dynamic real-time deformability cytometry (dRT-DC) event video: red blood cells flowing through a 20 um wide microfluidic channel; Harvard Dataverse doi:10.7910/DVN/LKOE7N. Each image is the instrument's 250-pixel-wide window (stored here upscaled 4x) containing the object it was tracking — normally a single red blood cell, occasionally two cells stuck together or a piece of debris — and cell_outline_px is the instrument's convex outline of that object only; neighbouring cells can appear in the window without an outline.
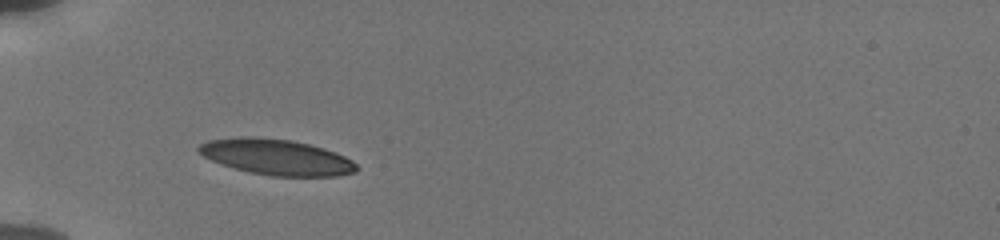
{"species": "human", "species_latin": "Homo sapiens", "temperature_condition": "cold", "stored_images_in_passage": 37, "camera_frame_rate_fps": 3000, "um_per_image_px": 0.085, "donor": {"sex": "male"}, "frame": {"image": 1, "passage_image": 1, "time_ms": 0.0, "image_size_px": [1000, 240], "cell_outline_px": [[356, 172], [340, 176], [272, 176], [252, 172], [220, 164], [204, 156], [196, 148], [200, 144], [208, 140], [240, 136], [256, 136], [292, 140], [324, 148], [336, 152], [352, 160], [356, 164]], "centroid_in_image_um": [23.5, 13.34], "position_along_channel_um": 61.5, "area_um2": 32.89}}
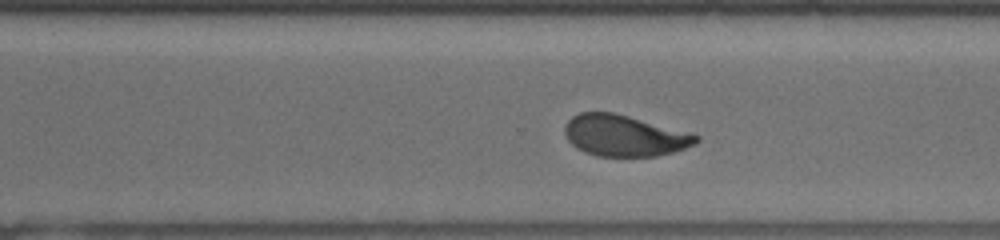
{"frame": {"image": 2, "passage_image": 22, "time_ms": 7.0, "image_size_px": [1000, 240], "cell_outline_px": [[700, 140], [696, 144], [672, 152], [656, 156], [596, 156], [584, 152], [576, 148], [568, 140], [564, 132], [564, 124], [572, 116], [580, 112], [612, 112], [692, 132], [700, 136]], "centroid_in_image_um": [53.07, 11.52], "position_along_channel_um": 317.5, "area_um2": 31.79}}
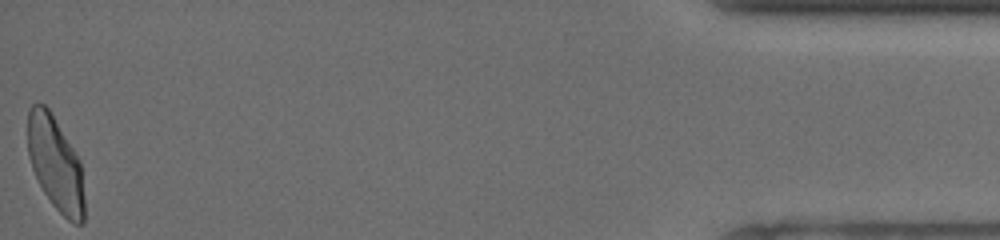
{"frame": {"image": 3, "passage_image": 37, "time_ms": 12.0, "image_size_px": [1000, 240], "cell_outline_px": [[84, 224], [72, 224], [52, 204], [44, 192], [32, 168], [28, 156], [28, 112], [32, 104], [36, 100], [44, 104], [48, 108], [80, 160], [84, 196]], "centroid_in_image_um": [4.71, 13.92], "position_along_channel_um": 430.5, "area_um2": 30.92}, "authors_computed_cell_mechanics": {"area_um2": 32.368, "velocity_mm_per_s": 3.8202, "shape_relaxation_time_tau1_ms": 4.4627, "shape_relaxation_time_tau2_ms": 0.8703, "deformation_change_tau1": 0.1485, "deformation_change_tau2": 0.0658}}